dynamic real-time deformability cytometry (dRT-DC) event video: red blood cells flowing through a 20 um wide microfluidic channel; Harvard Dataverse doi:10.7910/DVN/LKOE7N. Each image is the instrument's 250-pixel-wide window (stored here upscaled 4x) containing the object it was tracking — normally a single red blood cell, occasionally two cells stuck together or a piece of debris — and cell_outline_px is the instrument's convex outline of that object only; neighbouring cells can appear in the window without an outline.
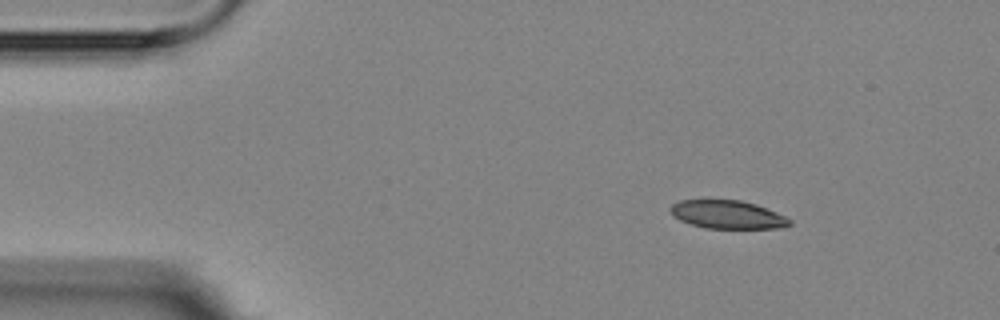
{"species": "Egyptian fruit bat (a non-hibernating species)", "species_latin": "Rousettus aegyptiacus", "temperature_condition": "room temperature", "stored_images_in_passage": 4, "segment_of_instrument_passage": [1, 2], "camera_frame_rate_fps": 3000, "um_per_image_px": 0.085, "animal": {"sex": "female"}, "frame": {"image": 1, "passage_image": 1, "time_ms": 0.0, "image_size_px": [1000, 320], "cell_outline_px": [[792, 224], [780, 228], [704, 228], [680, 220], [672, 216], [668, 208], [672, 204], [680, 200], [740, 200], [756, 204], [776, 212], [792, 220]], "centroid_in_image_um": [61.82, 18.23], "position_along_channel_um": 23.2, "area_um2": 19.65}}